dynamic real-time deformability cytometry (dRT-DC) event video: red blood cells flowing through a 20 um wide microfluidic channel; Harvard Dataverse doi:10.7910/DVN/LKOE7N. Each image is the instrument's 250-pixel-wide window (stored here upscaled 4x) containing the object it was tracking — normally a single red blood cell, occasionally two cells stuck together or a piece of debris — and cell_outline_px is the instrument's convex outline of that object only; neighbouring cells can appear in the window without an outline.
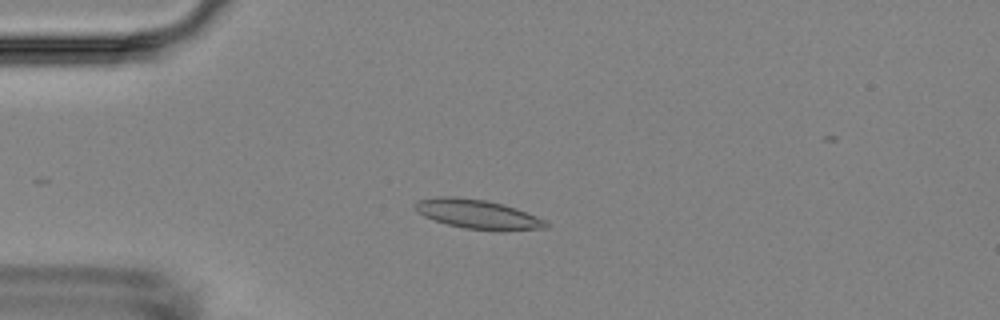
{"species": "Egyptian fruit bat (a non-hibernating species)", "species_latin": "Rousettus aegyptiacus", "temperature_condition": "room temperature", "stored_images_in_passage": 4, "camera_frame_rate_fps": 3000, "um_per_image_px": 0.085, "animal": {"sex": "female"}, "frame": {"image": 1, "passage_image": 4, "time_ms": 3.667, "image_size_px": [1000, 320], "cell_outline_px": [[548, 228], [504, 232], [500, 232], [464, 228], [448, 224], [424, 216], [416, 212], [412, 204], [416, 200], [436, 196], [456, 196], [488, 200], [504, 204], [516, 208], [548, 220]], "centroid_in_image_um": [40.64, 18.21], "position_along_channel_um": 44.4, "area_um2": 23.06}}